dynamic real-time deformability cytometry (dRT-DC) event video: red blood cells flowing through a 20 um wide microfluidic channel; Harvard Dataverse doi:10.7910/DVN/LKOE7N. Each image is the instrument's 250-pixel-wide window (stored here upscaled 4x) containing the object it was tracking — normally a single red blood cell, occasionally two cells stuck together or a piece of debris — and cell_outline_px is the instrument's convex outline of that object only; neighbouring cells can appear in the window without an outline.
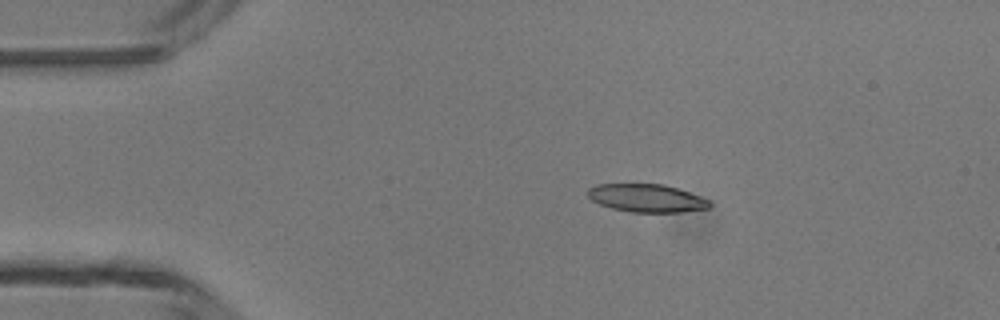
{"species": "common noctule bat (a hibernating species)", "species_latin": "Nyctalus noctula", "temperature_condition": "room temperature", "stored_images_in_passage": 4, "camera_frame_rate_fps": 3000, "um_per_image_px": 0.085, "animal": {"sex": "male", "body_mass_g": 13.3}, "frame": {"image": 1, "passage_image": 2, "time_ms": 1.333, "image_size_px": [1000, 320], "cell_outline_px": [[712, 204], [708, 208], [684, 212], [632, 212], [612, 208], [600, 204], [592, 200], [588, 196], [588, 188], [596, 184], [664, 184], [700, 196], [708, 200]], "centroid_in_image_um": [54.96, 16.84], "position_along_channel_um": 30.0, "area_um2": 19.77}}
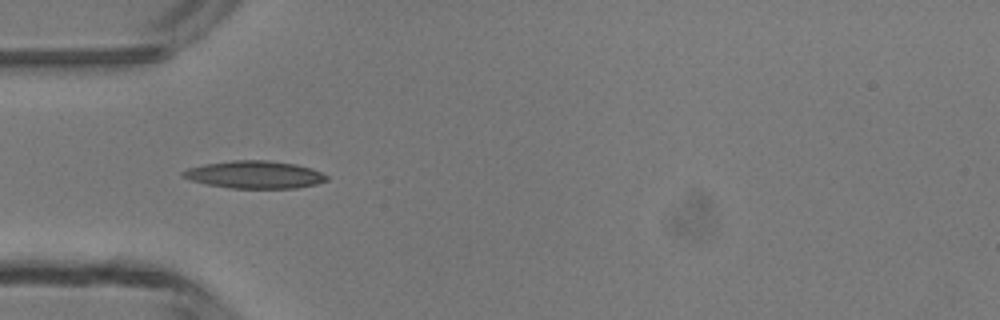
{"frame": {"image": 2, "passage_image": 3, "time_ms": 3.333, "image_size_px": [1000, 320], "cell_outline_px": [[328, 180], [316, 184], [296, 188], [232, 188], [208, 184], [192, 180], [180, 176], [180, 172], [188, 168], [204, 164], [232, 160], [268, 160], [296, 164], [312, 168], [328, 176]], "centroid_in_image_um": [21.65, 14.84], "position_along_channel_um": 63.4, "area_um2": 23.06}}
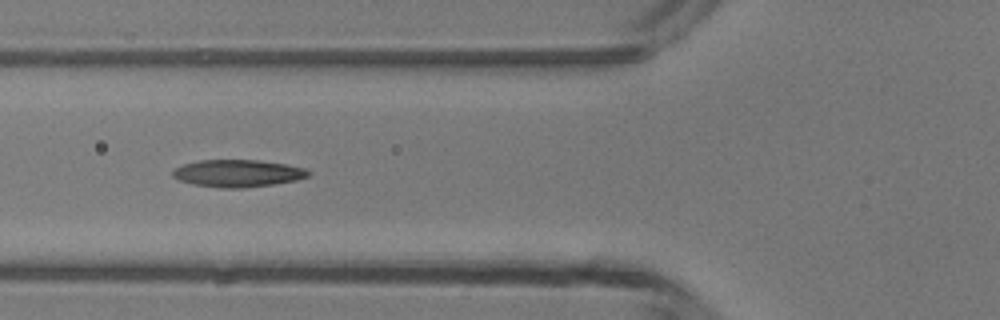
{"frame": {"image": 3, "passage_image": 4, "time_ms": 4.333, "image_size_px": [1000, 320], "cell_outline_px": [[312, 172], [308, 176], [296, 180], [272, 184], [240, 188], [224, 188], [192, 184], [180, 180], [172, 176], [172, 172], [176, 168], [184, 164], [200, 160], [260, 160], [284, 164], [304, 168]], "centroid_in_image_um": [20.21, 14.73], "position_along_channel_um": 105.6, "area_um2": 21.33}}